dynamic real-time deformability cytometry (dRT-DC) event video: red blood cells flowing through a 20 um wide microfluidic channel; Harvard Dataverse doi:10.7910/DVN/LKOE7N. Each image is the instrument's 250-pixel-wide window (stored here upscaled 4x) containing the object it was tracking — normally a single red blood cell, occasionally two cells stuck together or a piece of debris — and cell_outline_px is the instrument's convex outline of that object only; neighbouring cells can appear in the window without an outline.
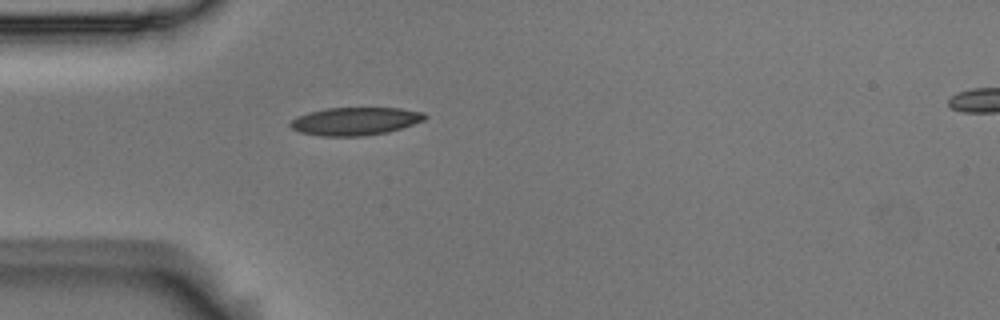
{"species": "Egyptian fruit bat (a non-hibernating species)", "species_latin": "Rousettus aegyptiacus", "temperature_condition": "room temperature", "stored_images_in_passage": 4, "camera_frame_rate_fps": 3000, "um_per_image_px": 0.085, "animal": {"sex": "male"}, "frame": {"image": 1, "passage_image": 4, "time_ms": 1.0, "image_size_px": [1000, 320], "cell_outline_px": [[428, 116], [424, 120], [388, 132], [364, 136], [320, 136], [300, 132], [292, 128], [288, 124], [292, 120], [308, 112], [328, 108], [400, 108], [424, 112]], "centroid_in_image_um": [30.2, 10.3], "position_along_channel_um": 54.8, "area_um2": 21.79}}